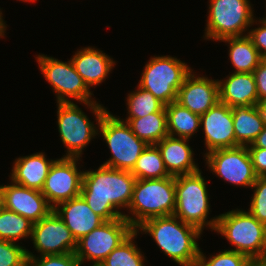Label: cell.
I'll use <instances>...</instances> for the list:
<instances>
[{
	"mask_svg": "<svg viewBox=\"0 0 266 266\" xmlns=\"http://www.w3.org/2000/svg\"><path fill=\"white\" fill-rule=\"evenodd\" d=\"M247 147H258L266 149V125L263 127L262 131L259 133L255 141Z\"/></svg>",
	"mask_w": 266,
	"mask_h": 266,
	"instance_id": "74e56055",
	"label": "cell"
},
{
	"mask_svg": "<svg viewBox=\"0 0 266 266\" xmlns=\"http://www.w3.org/2000/svg\"><path fill=\"white\" fill-rule=\"evenodd\" d=\"M251 189L254 193L248 211L266 226V177H257Z\"/></svg>",
	"mask_w": 266,
	"mask_h": 266,
	"instance_id": "d6a6232c",
	"label": "cell"
},
{
	"mask_svg": "<svg viewBox=\"0 0 266 266\" xmlns=\"http://www.w3.org/2000/svg\"><path fill=\"white\" fill-rule=\"evenodd\" d=\"M27 266H81L75 253L36 256L27 249Z\"/></svg>",
	"mask_w": 266,
	"mask_h": 266,
	"instance_id": "836d02e7",
	"label": "cell"
},
{
	"mask_svg": "<svg viewBox=\"0 0 266 266\" xmlns=\"http://www.w3.org/2000/svg\"><path fill=\"white\" fill-rule=\"evenodd\" d=\"M190 139L167 136L156 144L164 166L170 176H179L197 172L199 169L194 159Z\"/></svg>",
	"mask_w": 266,
	"mask_h": 266,
	"instance_id": "ffe728a7",
	"label": "cell"
},
{
	"mask_svg": "<svg viewBox=\"0 0 266 266\" xmlns=\"http://www.w3.org/2000/svg\"><path fill=\"white\" fill-rule=\"evenodd\" d=\"M175 207L174 176L137 179L131 202L126 209L130 214H123V217L136 229L147 219L173 215Z\"/></svg>",
	"mask_w": 266,
	"mask_h": 266,
	"instance_id": "3957f363",
	"label": "cell"
},
{
	"mask_svg": "<svg viewBox=\"0 0 266 266\" xmlns=\"http://www.w3.org/2000/svg\"><path fill=\"white\" fill-rule=\"evenodd\" d=\"M207 182L202 171L175 177L176 207L174 214L184 223L197 227L201 232L207 227L215 231L218 216L208 220L210 214Z\"/></svg>",
	"mask_w": 266,
	"mask_h": 266,
	"instance_id": "8992f818",
	"label": "cell"
},
{
	"mask_svg": "<svg viewBox=\"0 0 266 266\" xmlns=\"http://www.w3.org/2000/svg\"><path fill=\"white\" fill-rule=\"evenodd\" d=\"M250 153L255 173L258 177H266V149L247 147Z\"/></svg>",
	"mask_w": 266,
	"mask_h": 266,
	"instance_id": "d590c367",
	"label": "cell"
},
{
	"mask_svg": "<svg viewBox=\"0 0 266 266\" xmlns=\"http://www.w3.org/2000/svg\"><path fill=\"white\" fill-rule=\"evenodd\" d=\"M132 132L147 145H156L168 136L165 106L159 111L140 118H126Z\"/></svg>",
	"mask_w": 266,
	"mask_h": 266,
	"instance_id": "484cf974",
	"label": "cell"
},
{
	"mask_svg": "<svg viewBox=\"0 0 266 266\" xmlns=\"http://www.w3.org/2000/svg\"><path fill=\"white\" fill-rule=\"evenodd\" d=\"M255 106L258 109L259 114L264 121V124L266 125V98L258 99Z\"/></svg>",
	"mask_w": 266,
	"mask_h": 266,
	"instance_id": "f35d334b",
	"label": "cell"
},
{
	"mask_svg": "<svg viewBox=\"0 0 266 266\" xmlns=\"http://www.w3.org/2000/svg\"><path fill=\"white\" fill-rule=\"evenodd\" d=\"M203 157L212 174L230 185L251 188L258 177L247 146L217 149Z\"/></svg>",
	"mask_w": 266,
	"mask_h": 266,
	"instance_id": "7c38bea8",
	"label": "cell"
},
{
	"mask_svg": "<svg viewBox=\"0 0 266 266\" xmlns=\"http://www.w3.org/2000/svg\"><path fill=\"white\" fill-rule=\"evenodd\" d=\"M33 223L11 210L3 208L0 212V239L17 243L30 238Z\"/></svg>",
	"mask_w": 266,
	"mask_h": 266,
	"instance_id": "f1b7e54d",
	"label": "cell"
},
{
	"mask_svg": "<svg viewBox=\"0 0 266 266\" xmlns=\"http://www.w3.org/2000/svg\"><path fill=\"white\" fill-rule=\"evenodd\" d=\"M54 161L55 159L49 160L45 152L20 156L13 162L10 180L21 186L41 191Z\"/></svg>",
	"mask_w": 266,
	"mask_h": 266,
	"instance_id": "44dd1931",
	"label": "cell"
},
{
	"mask_svg": "<svg viewBox=\"0 0 266 266\" xmlns=\"http://www.w3.org/2000/svg\"><path fill=\"white\" fill-rule=\"evenodd\" d=\"M137 232L134 230L125 240H123L99 266H145V256L141 249L137 247Z\"/></svg>",
	"mask_w": 266,
	"mask_h": 266,
	"instance_id": "4316f807",
	"label": "cell"
},
{
	"mask_svg": "<svg viewBox=\"0 0 266 266\" xmlns=\"http://www.w3.org/2000/svg\"><path fill=\"white\" fill-rule=\"evenodd\" d=\"M98 134L106 142L111 153V157L101 165L109 168L131 172L147 147V144L132 132L127 122L108 110L100 120Z\"/></svg>",
	"mask_w": 266,
	"mask_h": 266,
	"instance_id": "52a82bcc",
	"label": "cell"
},
{
	"mask_svg": "<svg viewBox=\"0 0 266 266\" xmlns=\"http://www.w3.org/2000/svg\"><path fill=\"white\" fill-rule=\"evenodd\" d=\"M196 266H254V262L246 255L229 249L207 258L200 249Z\"/></svg>",
	"mask_w": 266,
	"mask_h": 266,
	"instance_id": "4dcf8cb0",
	"label": "cell"
},
{
	"mask_svg": "<svg viewBox=\"0 0 266 266\" xmlns=\"http://www.w3.org/2000/svg\"><path fill=\"white\" fill-rule=\"evenodd\" d=\"M258 99L266 98V59H262L253 71Z\"/></svg>",
	"mask_w": 266,
	"mask_h": 266,
	"instance_id": "8d00e7d4",
	"label": "cell"
},
{
	"mask_svg": "<svg viewBox=\"0 0 266 266\" xmlns=\"http://www.w3.org/2000/svg\"><path fill=\"white\" fill-rule=\"evenodd\" d=\"M4 208L2 185H0V212Z\"/></svg>",
	"mask_w": 266,
	"mask_h": 266,
	"instance_id": "b9f144b4",
	"label": "cell"
},
{
	"mask_svg": "<svg viewBox=\"0 0 266 266\" xmlns=\"http://www.w3.org/2000/svg\"><path fill=\"white\" fill-rule=\"evenodd\" d=\"M168 136L191 139L198 132L200 116L177 101L165 106Z\"/></svg>",
	"mask_w": 266,
	"mask_h": 266,
	"instance_id": "d4e9b609",
	"label": "cell"
},
{
	"mask_svg": "<svg viewBox=\"0 0 266 266\" xmlns=\"http://www.w3.org/2000/svg\"><path fill=\"white\" fill-rule=\"evenodd\" d=\"M215 232L221 234L238 253L252 262L266 255V226L249 211L235 209L218 215Z\"/></svg>",
	"mask_w": 266,
	"mask_h": 266,
	"instance_id": "5b68a950",
	"label": "cell"
},
{
	"mask_svg": "<svg viewBox=\"0 0 266 266\" xmlns=\"http://www.w3.org/2000/svg\"><path fill=\"white\" fill-rule=\"evenodd\" d=\"M2 15H3V13H2V10L0 8V37L1 38L5 37L6 28H7L6 21L4 22V19H3Z\"/></svg>",
	"mask_w": 266,
	"mask_h": 266,
	"instance_id": "ab89813d",
	"label": "cell"
},
{
	"mask_svg": "<svg viewBox=\"0 0 266 266\" xmlns=\"http://www.w3.org/2000/svg\"><path fill=\"white\" fill-rule=\"evenodd\" d=\"M191 71L187 63L170 55L151 56L145 64L138 85L166 106L177 101L179 88Z\"/></svg>",
	"mask_w": 266,
	"mask_h": 266,
	"instance_id": "9c48e42d",
	"label": "cell"
},
{
	"mask_svg": "<svg viewBox=\"0 0 266 266\" xmlns=\"http://www.w3.org/2000/svg\"><path fill=\"white\" fill-rule=\"evenodd\" d=\"M200 126L204 134L205 154L217 149L236 147L232 108L218 102L200 116Z\"/></svg>",
	"mask_w": 266,
	"mask_h": 266,
	"instance_id": "9a60e30c",
	"label": "cell"
},
{
	"mask_svg": "<svg viewBox=\"0 0 266 266\" xmlns=\"http://www.w3.org/2000/svg\"><path fill=\"white\" fill-rule=\"evenodd\" d=\"M127 118H140L148 114L159 112L165 105L152 93L137 85V90L127 95Z\"/></svg>",
	"mask_w": 266,
	"mask_h": 266,
	"instance_id": "f546056e",
	"label": "cell"
},
{
	"mask_svg": "<svg viewBox=\"0 0 266 266\" xmlns=\"http://www.w3.org/2000/svg\"><path fill=\"white\" fill-rule=\"evenodd\" d=\"M53 210L69 228L76 241L105 222L93 212L81 195L58 204Z\"/></svg>",
	"mask_w": 266,
	"mask_h": 266,
	"instance_id": "ac0fdd59",
	"label": "cell"
},
{
	"mask_svg": "<svg viewBox=\"0 0 266 266\" xmlns=\"http://www.w3.org/2000/svg\"><path fill=\"white\" fill-rule=\"evenodd\" d=\"M131 173L136 179H161L170 177L156 145H147L137 159Z\"/></svg>",
	"mask_w": 266,
	"mask_h": 266,
	"instance_id": "83f0119b",
	"label": "cell"
},
{
	"mask_svg": "<svg viewBox=\"0 0 266 266\" xmlns=\"http://www.w3.org/2000/svg\"><path fill=\"white\" fill-rule=\"evenodd\" d=\"M31 241L37 256L75 253L77 248L76 239L54 210L33 224Z\"/></svg>",
	"mask_w": 266,
	"mask_h": 266,
	"instance_id": "5bb4252c",
	"label": "cell"
},
{
	"mask_svg": "<svg viewBox=\"0 0 266 266\" xmlns=\"http://www.w3.org/2000/svg\"><path fill=\"white\" fill-rule=\"evenodd\" d=\"M4 208L22 215L30 222L37 223L46 217L53 208L41 191L14 183L3 185Z\"/></svg>",
	"mask_w": 266,
	"mask_h": 266,
	"instance_id": "e0dca14e",
	"label": "cell"
},
{
	"mask_svg": "<svg viewBox=\"0 0 266 266\" xmlns=\"http://www.w3.org/2000/svg\"><path fill=\"white\" fill-rule=\"evenodd\" d=\"M227 78V79H226ZM219 80L220 102L234 106H255L258 94L253 73H229Z\"/></svg>",
	"mask_w": 266,
	"mask_h": 266,
	"instance_id": "7402d4cb",
	"label": "cell"
},
{
	"mask_svg": "<svg viewBox=\"0 0 266 266\" xmlns=\"http://www.w3.org/2000/svg\"><path fill=\"white\" fill-rule=\"evenodd\" d=\"M252 7L250 0H209L203 38L216 42L246 36L254 23L258 25Z\"/></svg>",
	"mask_w": 266,
	"mask_h": 266,
	"instance_id": "ba28073f",
	"label": "cell"
},
{
	"mask_svg": "<svg viewBox=\"0 0 266 266\" xmlns=\"http://www.w3.org/2000/svg\"><path fill=\"white\" fill-rule=\"evenodd\" d=\"M94 114L96 124L74 102L57 103V125L62 143L66 148L63 157L82 158L83 150L98 134L100 120L107 108L97 101L81 103Z\"/></svg>",
	"mask_w": 266,
	"mask_h": 266,
	"instance_id": "277c9868",
	"label": "cell"
},
{
	"mask_svg": "<svg viewBox=\"0 0 266 266\" xmlns=\"http://www.w3.org/2000/svg\"><path fill=\"white\" fill-rule=\"evenodd\" d=\"M220 101L218 79L197 76L193 70L179 88L177 102L201 116Z\"/></svg>",
	"mask_w": 266,
	"mask_h": 266,
	"instance_id": "2e32d148",
	"label": "cell"
},
{
	"mask_svg": "<svg viewBox=\"0 0 266 266\" xmlns=\"http://www.w3.org/2000/svg\"><path fill=\"white\" fill-rule=\"evenodd\" d=\"M27 249L18 243L0 239V266H27Z\"/></svg>",
	"mask_w": 266,
	"mask_h": 266,
	"instance_id": "1f68e13d",
	"label": "cell"
},
{
	"mask_svg": "<svg viewBox=\"0 0 266 266\" xmlns=\"http://www.w3.org/2000/svg\"><path fill=\"white\" fill-rule=\"evenodd\" d=\"M36 59L42 75L55 92L57 103L96 101L92 98L94 94L90 91L91 89L87 87L75 70L71 59L68 62H63L40 53Z\"/></svg>",
	"mask_w": 266,
	"mask_h": 266,
	"instance_id": "30bf717a",
	"label": "cell"
},
{
	"mask_svg": "<svg viewBox=\"0 0 266 266\" xmlns=\"http://www.w3.org/2000/svg\"><path fill=\"white\" fill-rule=\"evenodd\" d=\"M228 44V55L235 73H253L262 60L252 40L246 35L220 40Z\"/></svg>",
	"mask_w": 266,
	"mask_h": 266,
	"instance_id": "cb8c5ba5",
	"label": "cell"
},
{
	"mask_svg": "<svg viewBox=\"0 0 266 266\" xmlns=\"http://www.w3.org/2000/svg\"><path fill=\"white\" fill-rule=\"evenodd\" d=\"M136 180L130 171L100 165L84 170L80 195L104 221L123 218L119 209H128Z\"/></svg>",
	"mask_w": 266,
	"mask_h": 266,
	"instance_id": "6da1fadb",
	"label": "cell"
},
{
	"mask_svg": "<svg viewBox=\"0 0 266 266\" xmlns=\"http://www.w3.org/2000/svg\"><path fill=\"white\" fill-rule=\"evenodd\" d=\"M258 28L250 29L247 36L252 40L262 59H266V17L257 19Z\"/></svg>",
	"mask_w": 266,
	"mask_h": 266,
	"instance_id": "e575fe53",
	"label": "cell"
},
{
	"mask_svg": "<svg viewBox=\"0 0 266 266\" xmlns=\"http://www.w3.org/2000/svg\"><path fill=\"white\" fill-rule=\"evenodd\" d=\"M79 160L82 161L81 158L61 157L51 165L41 193L53 209L80 196L84 171L78 167Z\"/></svg>",
	"mask_w": 266,
	"mask_h": 266,
	"instance_id": "4fadbf2b",
	"label": "cell"
},
{
	"mask_svg": "<svg viewBox=\"0 0 266 266\" xmlns=\"http://www.w3.org/2000/svg\"><path fill=\"white\" fill-rule=\"evenodd\" d=\"M19 1H22V2H35V1H37V0H19Z\"/></svg>",
	"mask_w": 266,
	"mask_h": 266,
	"instance_id": "7bdbcfd3",
	"label": "cell"
},
{
	"mask_svg": "<svg viewBox=\"0 0 266 266\" xmlns=\"http://www.w3.org/2000/svg\"><path fill=\"white\" fill-rule=\"evenodd\" d=\"M70 59L89 89L104 82L116 64L102 50L89 46L81 47Z\"/></svg>",
	"mask_w": 266,
	"mask_h": 266,
	"instance_id": "d6986e66",
	"label": "cell"
},
{
	"mask_svg": "<svg viewBox=\"0 0 266 266\" xmlns=\"http://www.w3.org/2000/svg\"><path fill=\"white\" fill-rule=\"evenodd\" d=\"M135 230L149 234L158 248L178 265L196 266L201 249L197 241L203 234L197 227L169 215L147 219Z\"/></svg>",
	"mask_w": 266,
	"mask_h": 266,
	"instance_id": "7a4b0ae2",
	"label": "cell"
},
{
	"mask_svg": "<svg viewBox=\"0 0 266 266\" xmlns=\"http://www.w3.org/2000/svg\"><path fill=\"white\" fill-rule=\"evenodd\" d=\"M134 230L124 217L103 222L77 241L75 255L80 265L89 261V266H99Z\"/></svg>",
	"mask_w": 266,
	"mask_h": 266,
	"instance_id": "8fae6325",
	"label": "cell"
},
{
	"mask_svg": "<svg viewBox=\"0 0 266 266\" xmlns=\"http://www.w3.org/2000/svg\"><path fill=\"white\" fill-rule=\"evenodd\" d=\"M254 266H266V255L255 261Z\"/></svg>",
	"mask_w": 266,
	"mask_h": 266,
	"instance_id": "60d3db41",
	"label": "cell"
},
{
	"mask_svg": "<svg viewBox=\"0 0 266 266\" xmlns=\"http://www.w3.org/2000/svg\"><path fill=\"white\" fill-rule=\"evenodd\" d=\"M236 147L251 145L265 126L256 106L232 107Z\"/></svg>",
	"mask_w": 266,
	"mask_h": 266,
	"instance_id": "603a6c76",
	"label": "cell"
}]
</instances>
